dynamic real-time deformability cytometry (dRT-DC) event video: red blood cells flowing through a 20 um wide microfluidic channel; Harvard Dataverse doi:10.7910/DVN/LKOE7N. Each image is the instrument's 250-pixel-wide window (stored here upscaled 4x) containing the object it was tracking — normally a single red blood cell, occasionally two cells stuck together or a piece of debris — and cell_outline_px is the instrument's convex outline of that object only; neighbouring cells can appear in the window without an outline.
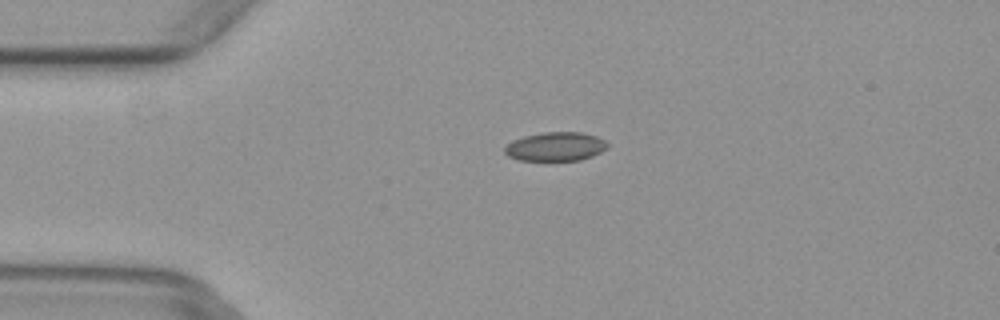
{"species": "common noctule bat (a hibernating species)", "species_latin": "Nyctalus noctula", "temperature_condition": "warm", "stored_images_in_passage": 4, "camera_frame_rate_fps": 3000, "um_per_image_px": 0.085, "animal": {"sex": "female", "body_mass_g": 29.2, "forearm_length_mm": 56.3}, "frame": {"image": 1, "passage_image": 3, "time_ms": 0.667, "image_size_px": [1000, 320], "cell_outline_px": [[608, 148], [592, 156], [580, 160], [520, 160], [508, 156], [504, 152], [504, 148], [512, 140], [524, 136], [544, 132], [580, 132], [596, 136], [604, 140], [608, 144]], "centroid_in_image_um": [47.22, 12.45], "position_along_channel_um": 37.8, "area_um2": 17.22}}